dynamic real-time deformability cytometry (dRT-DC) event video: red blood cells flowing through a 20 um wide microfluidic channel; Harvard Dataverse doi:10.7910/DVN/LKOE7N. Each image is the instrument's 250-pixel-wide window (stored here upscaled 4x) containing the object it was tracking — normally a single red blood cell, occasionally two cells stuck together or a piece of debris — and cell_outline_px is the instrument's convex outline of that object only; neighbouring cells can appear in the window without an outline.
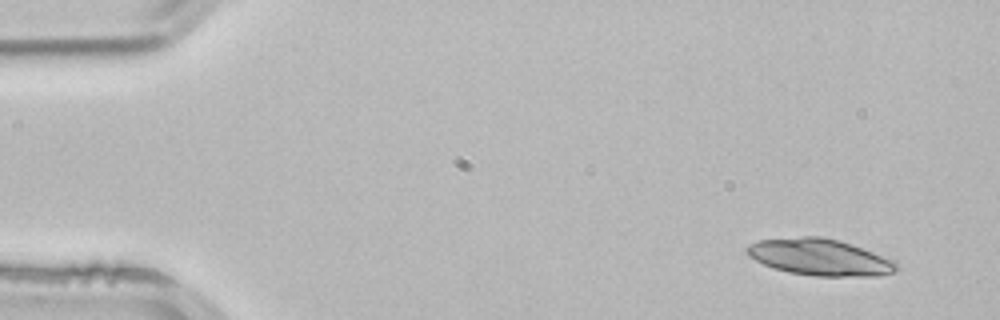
{"species": "common noctule bat (a hibernating species)", "species_latin": "Nyctalus noctula", "temperature_condition": "room temperature", "stored_images_in_passage": 3, "camera_frame_rate_fps": 3000, "um_per_image_px": 0.085, "animal": {"sex": "male", "body_mass_g": 21.5, "forearm_length_mm": 52.0}, "frame": {"image": 1, "passage_image": 1, "time_ms": 0.0, "image_size_px": [1000, 320], "cell_outline_px": [[900, 268], [896, 272], [880, 276], [816, 276], [788, 272], [764, 264], [748, 256], [744, 252], [744, 248], [748, 244], [756, 240], [804, 236], [820, 236], [840, 240], [852, 244], [896, 260], [900, 264]], "centroid_in_image_um": [69.72, 21.85], "position_along_channel_um": 15.3, "area_um2": 32.43}}